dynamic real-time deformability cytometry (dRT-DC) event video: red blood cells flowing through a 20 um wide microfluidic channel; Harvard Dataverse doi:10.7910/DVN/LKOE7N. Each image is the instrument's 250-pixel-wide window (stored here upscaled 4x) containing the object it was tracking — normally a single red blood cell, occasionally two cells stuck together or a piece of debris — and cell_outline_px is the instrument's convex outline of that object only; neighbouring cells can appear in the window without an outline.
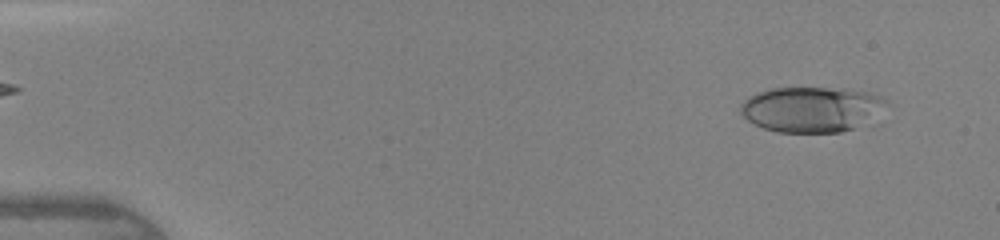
{"species": "human", "species_latin": "Homo sapiens", "temperature_condition": "warm", "stored_images_in_passage": 43, "camera_frame_rate_fps": 3000, "um_per_image_px": 0.085, "donor": {"sex": "female"}, "frame": {"image": 1, "passage_image": 3, "time_ms": 0.667, "image_size_px": [1000, 240], "cell_outline_px": [[888, 100], [852, 128], [840, 132], [776, 132], [764, 128], [748, 120], [740, 112], [740, 104], [748, 96], [756, 92], [772, 88], [848, 88], [868, 92], [880, 96]], "centroid_in_image_um": [68.82, 9.26], "position_along_channel_um": 16.2, "area_um2": 37.51}}
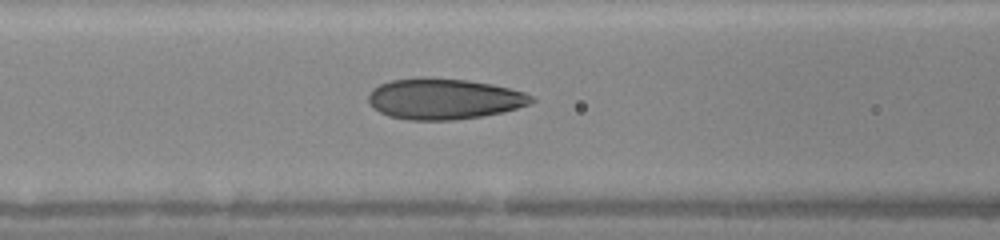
{"frame": {"image": 2, "passage_image": 18, "time_ms": 5.667, "image_size_px": [1000, 240], "cell_outline_px": [[536, 100], [532, 104], [504, 112], [480, 116], [452, 120], [408, 120], [388, 116], [372, 108], [368, 104], [368, 96], [372, 88], [380, 84], [392, 80], [416, 76], [424, 76], [468, 80], [492, 84], [524, 92], [532, 96]], "centroid_in_image_um": [37.71, 8.39], "position_along_channel_um": 128.9, "area_um2": 39.36}}
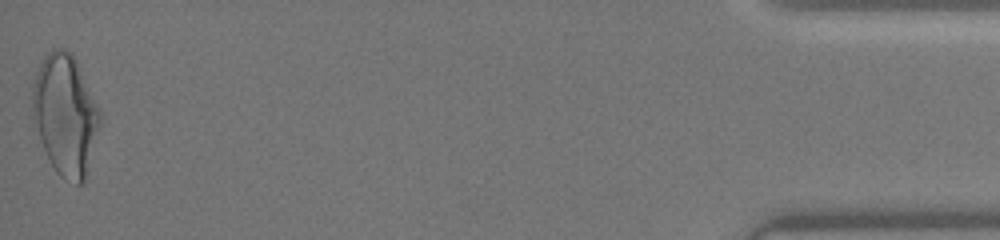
{"frame": {"image": 3, "passage_image": 43, "time_ms": 14.0, "image_size_px": [1000, 240], "cell_outline_px": [[104, 120], [84, 180], [80, 184], [76, 184], [64, 180], [56, 172], [44, 148], [40, 136], [32, 104], [32, 84], [36, 72], [44, 56], [52, 48], [64, 48], [72, 52], [104, 116]], "centroid_in_image_um": [5.61, 9.73], "position_along_channel_um": 429.6, "area_um2": 47.69}}